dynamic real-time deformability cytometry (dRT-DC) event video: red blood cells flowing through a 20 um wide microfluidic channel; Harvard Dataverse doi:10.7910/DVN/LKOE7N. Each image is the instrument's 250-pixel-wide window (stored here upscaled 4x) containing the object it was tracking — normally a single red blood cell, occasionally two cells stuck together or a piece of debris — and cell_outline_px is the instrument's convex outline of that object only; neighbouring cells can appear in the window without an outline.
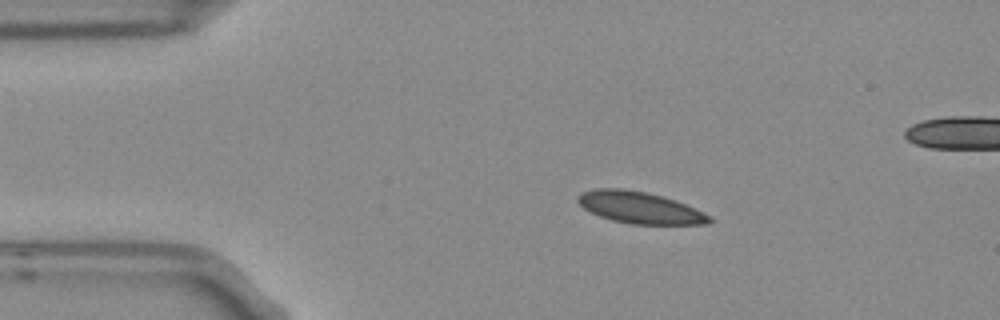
{"species": "Egyptian fruit bat (a non-hibernating species)", "species_latin": "Rousettus aegyptiacus", "temperature_condition": "room temperature", "stored_images_in_passage": 4, "camera_frame_rate_fps": 3000, "um_per_image_px": 0.085, "frame": {"image": 1, "passage_image": 1, "time_ms": 0.0, "image_size_px": [1000, 320], "cell_outline_px": [[712, 220], [708, 224], [632, 224], [612, 220], [600, 216], [584, 208], [576, 200], [580, 192], [596, 188], [624, 188], [648, 192], [664, 196], [676, 200], [704, 212], [712, 216]], "centroid_in_image_um": [54.39, 17.63], "position_along_channel_um": 30.6, "area_um2": 24.45}}
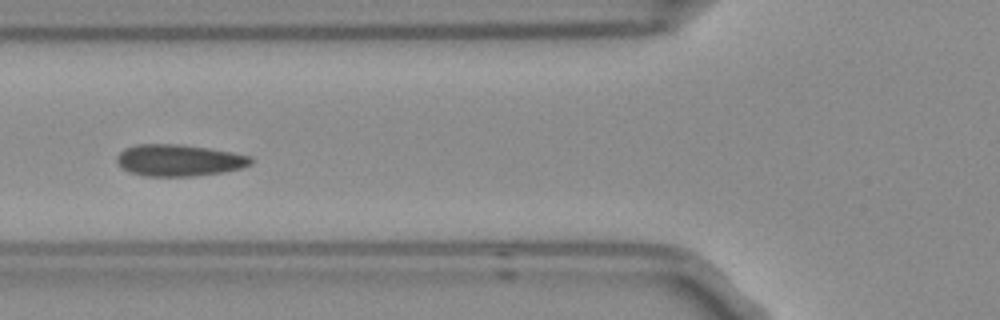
{"frame": {"image": 2, "passage_image": 4, "time_ms": 1.0, "image_size_px": [1000, 320], "cell_outline_px": [[252, 164], [240, 168], [224, 172], [192, 176], [144, 176], [128, 172], [120, 168], [116, 160], [116, 156], [124, 148], [136, 144], [176, 144], [208, 148], [232, 152], [252, 156]], "centroid_in_image_um": [15.18, 13.63], "position_along_channel_um": 110.6, "area_um2": 24.91}}